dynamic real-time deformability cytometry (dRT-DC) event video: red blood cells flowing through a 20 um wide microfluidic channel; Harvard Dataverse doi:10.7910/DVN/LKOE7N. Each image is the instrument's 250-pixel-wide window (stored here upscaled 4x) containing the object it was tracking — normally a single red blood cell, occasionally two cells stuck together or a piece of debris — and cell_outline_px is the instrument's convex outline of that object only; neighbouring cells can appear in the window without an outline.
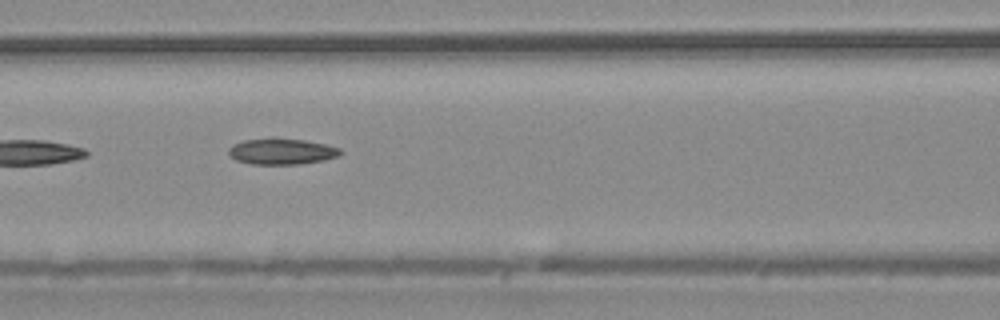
{"species": "common noctule bat (a hibernating species)", "species_latin": "Nyctalus noctula", "temperature_condition": "warm", "stored_images_in_passage": 10, "camera_frame_rate_fps": 3000, "um_per_image_px": 0.085, "animal": {"sex": "male", "body_mass_g": 20.4}, "frame": {"image": 1, "passage_image": 6, "time_ms": 1.667, "image_size_px": [1000, 320], "cell_outline_px": [[344, 152], [340, 156], [324, 160], [300, 164], [252, 164], [236, 160], [228, 156], [228, 148], [232, 144], [244, 140], [272, 136], [276, 136], [304, 140], [324, 144], [340, 148]], "centroid_in_image_um": [23.92, 12.85], "position_along_channel_um": 142.7, "area_um2": 17.51}}
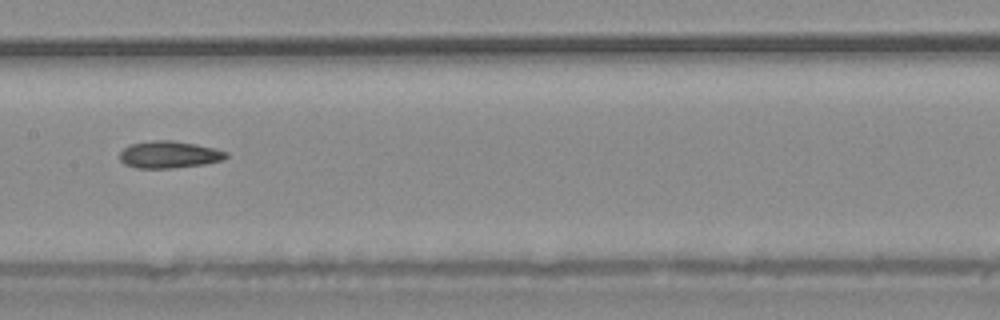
{"frame": {"image": 2, "passage_image": 7, "time_ms": 2.0, "image_size_px": [1000, 320], "cell_outline_px": [[228, 156], [224, 160], [204, 164], [168, 168], [136, 168], [124, 164], [120, 160], [120, 152], [124, 148], [132, 144], [152, 140], [172, 140], [196, 144], [216, 148], [228, 152]], "centroid_in_image_um": [14.4, 13.13], "position_along_channel_um": 193.0, "area_um2": 16.82}}